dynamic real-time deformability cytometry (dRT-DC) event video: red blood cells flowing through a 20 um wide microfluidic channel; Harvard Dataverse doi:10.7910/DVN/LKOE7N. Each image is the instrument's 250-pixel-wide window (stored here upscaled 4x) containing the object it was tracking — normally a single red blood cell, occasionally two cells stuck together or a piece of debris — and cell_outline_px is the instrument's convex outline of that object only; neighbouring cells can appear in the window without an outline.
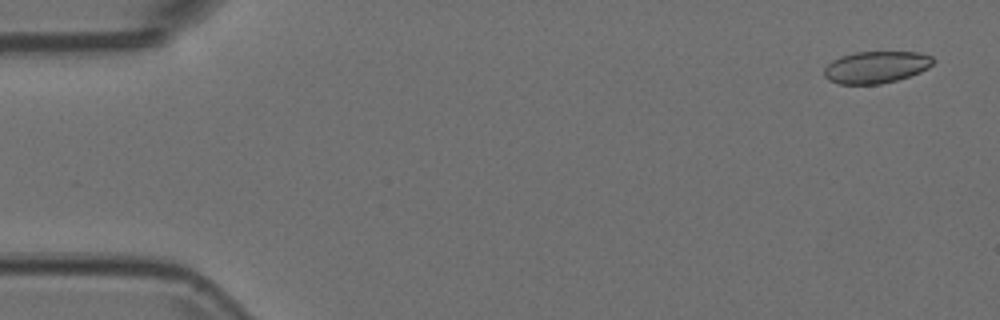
{"species": "Egyptian fruit bat (a non-hibernating species)", "species_latin": "Rousettus aegyptiacus", "temperature_condition": "room temperature", "stored_images_in_passage": 54, "camera_frame_rate_fps": 3000, "um_per_image_px": 0.085, "animal": {"sex": "female"}, "frame": {"image": 1, "passage_image": 3, "time_ms": 0.667, "image_size_px": [1000, 320], "cell_outline_px": [[936, 60], [928, 68], [920, 72], [896, 80], [880, 84], [840, 84], [828, 80], [824, 76], [824, 68], [832, 60], [840, 56], [852, 52], [920, 52], [932, 56]], "centroid_in_image_um": [74.46, 5.7], "position_along_channel_um": 10.5, "area_um2": 20.4}}
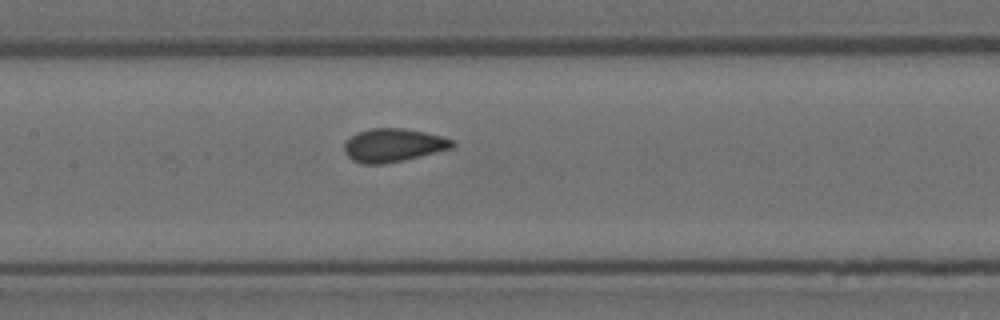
{"frame": {"image": 2, "passage_image": 26, "time_ms": 8.333, "image_size_px": [1000, 320], "cell_outline_px": [[456, 144], [452, 148], [404, 160], [384, 164], [360, 164], [352, 160], [348, 156], [344, 148], [344, 144], [356, 132], [372, 128], [404, 128], [424, 132], [440, 136], [452, 140]], "centroid_in_image_um": [33.41, 12.35], "position_along_channel_um": 174.0, "area_um2": 20.87}}
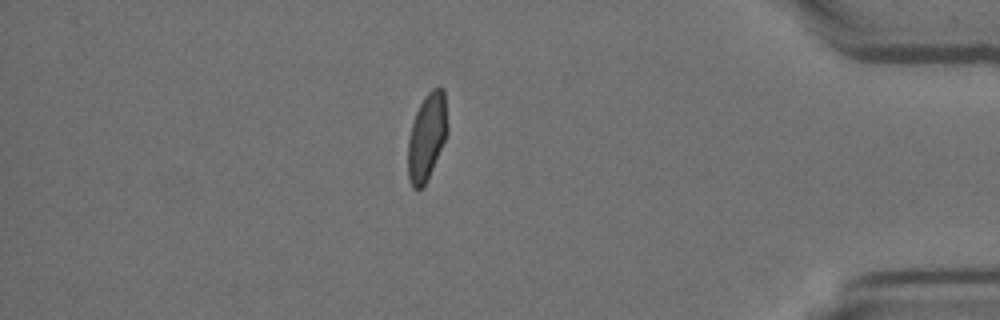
{"frame": {"image": 3, "passage_image": 47, "time_ms": 15.333, "image_size_px": [1000, 320], "cell_outline_px": [[448, 132], [432, 168], [424, 184], [420, 188], [412, 188], [408, 176], [408, 136], [416, 112], [424, 96], [432, 88], [444, 88], [448, 128]], "centroid_in_image_um": [36.28, 11.58], "position_along_channel_um": 398.9, "area_um2": 19.77}}